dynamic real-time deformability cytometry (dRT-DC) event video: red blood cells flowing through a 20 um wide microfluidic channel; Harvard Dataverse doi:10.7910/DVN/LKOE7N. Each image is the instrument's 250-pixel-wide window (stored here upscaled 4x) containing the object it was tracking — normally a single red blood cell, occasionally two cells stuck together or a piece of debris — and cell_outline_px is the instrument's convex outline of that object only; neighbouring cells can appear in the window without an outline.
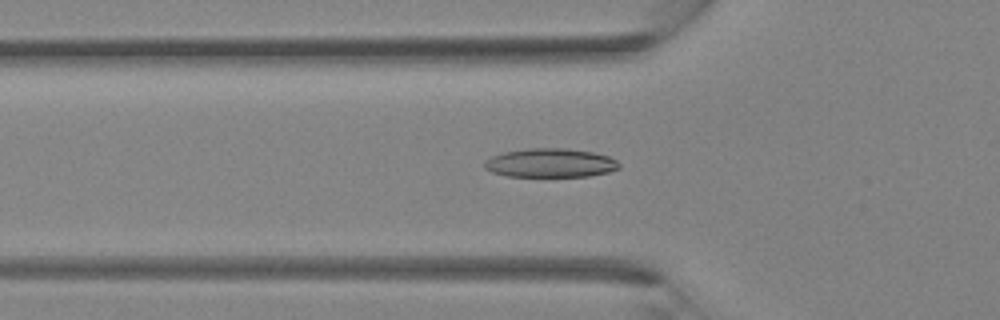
{"species": "Egyptian fruit bat (a non-hibernating species)", "species_latin": "Rousettus aegyptiacus", "temperature_condition": "room temperature", "stored_images_in_passage": 30, "camera_frame_rate_fps": 3000, "um_per_image_px": 0.085, "animal": {"sex": "female"}, "frame": {"image": 1, "passage_image": 5, "time_ms": 1.333, "image_size_px": [1000, 320], "cell_outline_px": [[620, 168], [608, 172], [588, 176], [508, 176], [492, 172], [484, 168], [484, 160], [492, 156], [504, 152], [528, 148], [564, 148], [592, 152], [608, 156], [616, 160], [620, 164]], "centroid_in_image_um": [46.77, 13.84], "position_along_channel_um": 79.0, "area_um2": 22.6}}
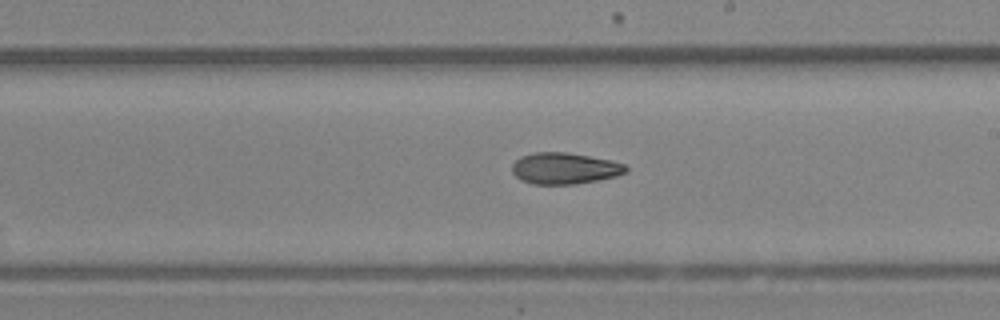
{"frame": {"image": 2, "passage_image": 14, "time_ms": 4.333, "image_size_px": [1000, 320], "cell_outline_px": [[628, 172], [616, 176], [576, 184], [532, 184], [520, 180], [512, 172], [512, 164], [520, 156], [536, 152], [568, 152], [612, 160], [624, 164], [628, 168]], "centroid_in_image_um": [47.99, 14.3], "position_along_channel_um": 241.0, "area_um2": 20.92}}
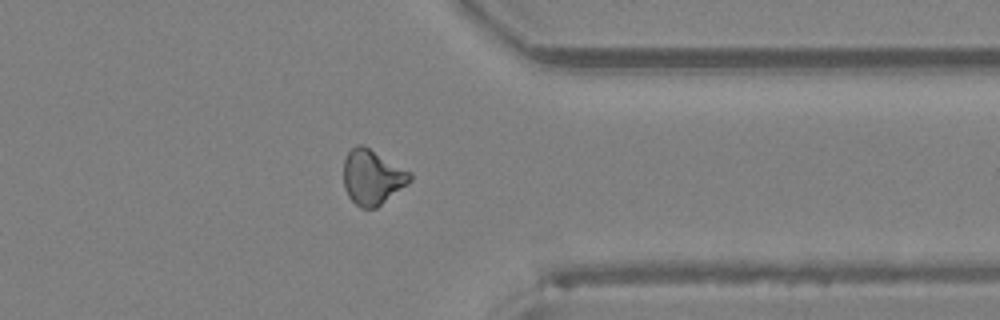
{"frame": {"image": 3, "passage_image": 22, "time_ms": 7.0, "image_size_px": [1000, 320], "cell_outline_px": [[412, 180], [408, 184], [376, 208], [360, 208], [348, 196], [344, 188], [344, 160], [348, 152], [356, 144], [360, 144], [368, 148], [412, 172]], "centroid_in_image_um": [31.65, 15.07], "position_along_channel_um": 379.7, "area_um2": 21.15}}